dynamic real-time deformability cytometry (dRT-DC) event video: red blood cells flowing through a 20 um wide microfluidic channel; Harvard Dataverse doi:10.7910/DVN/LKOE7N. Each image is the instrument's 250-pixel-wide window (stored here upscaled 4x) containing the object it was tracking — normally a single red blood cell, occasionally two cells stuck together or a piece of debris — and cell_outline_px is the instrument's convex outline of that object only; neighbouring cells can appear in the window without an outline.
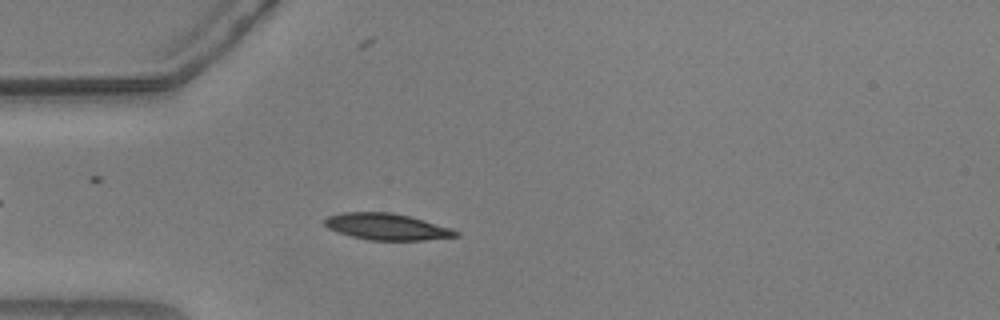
{"species": "common noctule bat (a hibernating species)", "species_latin": "Nyctalus noctula", "temperature_condition": "warm", "stored_images_in_passage": 46, "camera_frame_rate_fps": 3000, "um_per_image_px": 0.085, "animal": {"sex": "male", "body_mass_g": 20.5, "forearm_length_mm": 52.5}, "frame": {"image": 1, "passage_image": 15, "time_ms": 4.667, "image_size_px": [1000, 320], "cell_outline_px": [[460, 236], [424, 240], [368, 240], [352, 236], [328, 228], [324, 224], [324, 220], [328, 216], [344, 212], [392, 212], [408, 216], [452, 228], [460, 232]], "centroid_in_image_um": [32.9, 19.27], "position_along_channel_um": 52.1, "area_um2": 20.11}}
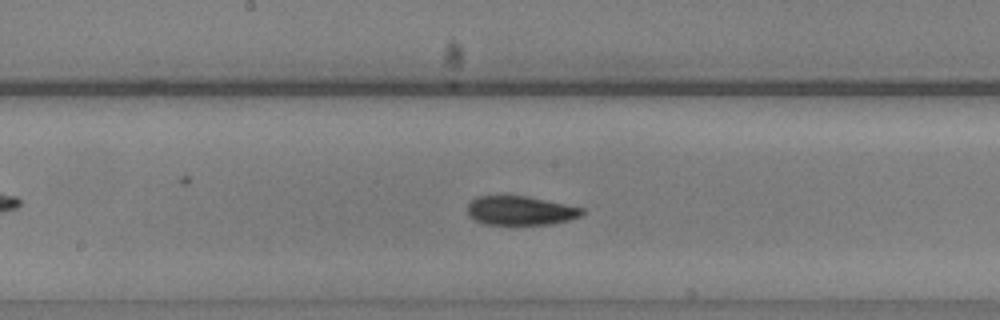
{"frame": {"image": 2, "passage_image": 28, "time_ms": 9.0, "image_size_px": [1000, 320], "cell_outline_px": [[584, 212], [580, 216], [568, 220], [548, 224], [484, 224], [468, 216], [468, 204], [476, 196], [528, 196], [584, 208]], "centroid_in_image_um": [44.22, 17.89], "position_along_channel_um": 204.0, "area_um2": 19.25}}
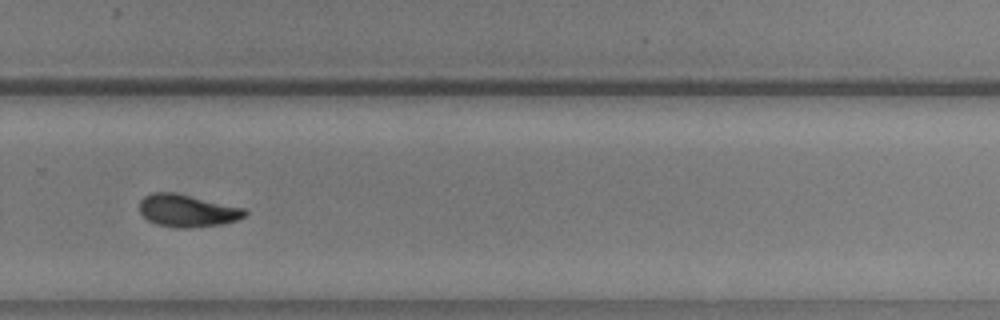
{"frame": {"image": 3, "passage_image": 37, "time_ms": 12.0, "image_size_px": [1000, 320], "cell_outline_px": [[248, 216], [224, 224], [184, 228], [176, 228], [156, 224], [148, 220], [140, 212], [140, 200], [144, 196], [152, 192], [176, 192], [244, 208], [248, 212]], "centroid_in_image_um": [15.93, 17.9], "position_along_channel_um": 313.9, "area_um2": 20.06}, "authors_computed_cell_mechanics": {"area_um2": 19.3052, "velocity_mm_per_s": 3.6793, "shape_relaxation_time_tau1_ms": null, "shape_relaxation_time_tau2_ms": 3.5248, "deformation_change_tau1": null, "deformation_change_tau2": 0.0844}}